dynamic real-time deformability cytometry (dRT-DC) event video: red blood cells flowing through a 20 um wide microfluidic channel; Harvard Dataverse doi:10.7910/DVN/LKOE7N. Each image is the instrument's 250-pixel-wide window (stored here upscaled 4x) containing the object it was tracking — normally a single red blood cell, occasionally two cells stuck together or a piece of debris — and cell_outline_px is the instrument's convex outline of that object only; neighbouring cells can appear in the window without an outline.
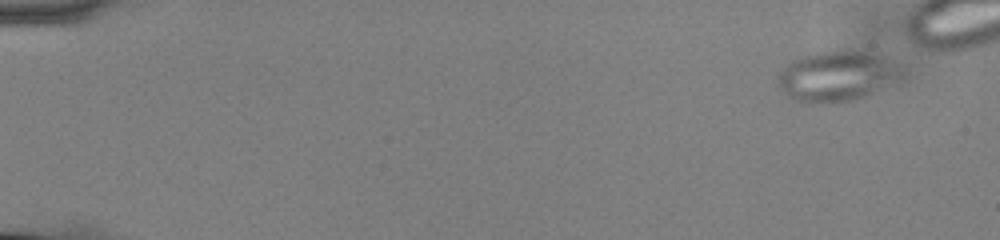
{"species": "common noctule bat (a hibernating species)", "species_latin": "Nyctalus noctula", "temperature_condition": "cold", "stored_images_in_passage": 51, "camera_frame_rate_fps": 3000, "um_per_image_px": 0.085, "animal": {"sex": "male", "body_mass_g": 13.0, "forearm_length_mm": 53.1}, "frame": {"image": 1, "passage_image": 4, "time_ms": 1.0, "image_size_px": [1000, 240], "cell_outline_px": [[904, 72], [900, 76], [864, 96], [852, 100], [828, 104], [808, 104], [796, 100], [788, 96], [776, 84], [780, 72], [792, 60], [804, 56], [824, 52], [864, 52], [880, 56], [900, 64]], "centroid_in_image_um": [71.08, 6.51], "position_along_channel_um": 13.9, "area_um2": 35.32}}
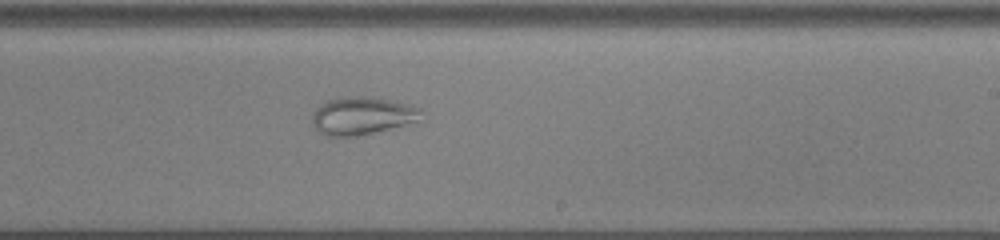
{"frame": {"image": 2, "passage_image": 36, "time_ms": 11.667, "image_size_px": [1000, 240], "cell_outline_px": [[420, 112], [416, 120], [404, 124], [356, 136], [328, 136], [320, 132], [312, 124], [312, 112], [320, 104], [328, 100], [340, 96], [368, 96], [388, 100], [420, 108]], "centroid_in_image_um": [30.66, 9.82], "position_along_channel_um": 258.3, "area_um2": 23.41}}
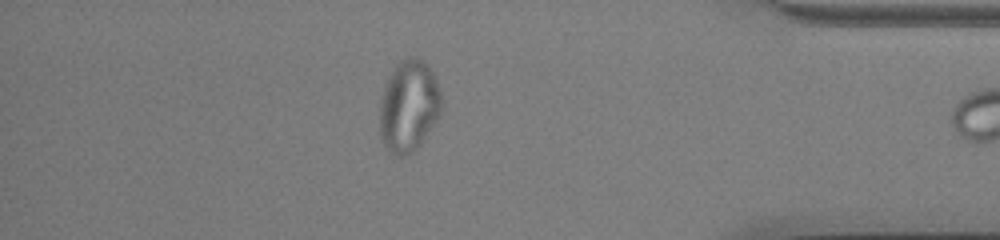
{"frame": {"image": 3, "passage_image": 50, "time_ms": 16.333, "image_size_px": [1000, 240], "cell_outline_px": [[440, 116], [420, 144], [412, 152], [404, 156], [396, 156], [380, 140], [380, 100], [384, 84], [388, 76], [396, 64], [400, 60], [408, 56], [420, 56], [428, 64], [436, 80], [440, 92]], "centroid_in_image_um": [34.73, 8.97], "position_along_channel_um": 400.5, "area_um2": 33.23}}